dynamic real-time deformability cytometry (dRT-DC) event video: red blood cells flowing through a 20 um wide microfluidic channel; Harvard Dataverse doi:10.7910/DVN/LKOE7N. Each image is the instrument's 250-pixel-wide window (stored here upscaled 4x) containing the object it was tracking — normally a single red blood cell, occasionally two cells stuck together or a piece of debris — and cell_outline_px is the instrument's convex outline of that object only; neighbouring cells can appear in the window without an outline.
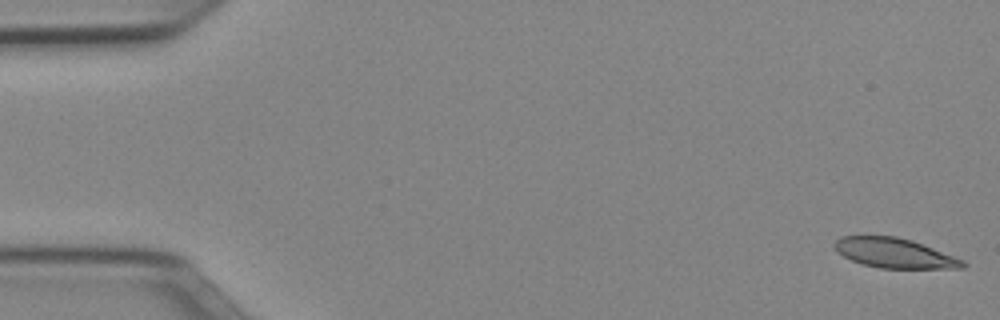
{"species": "Egyptian fruit bat (a non-hibernating species)", "species_latin": "Rousettus aegyptiacus", "temperature_condition": "cold", "stored_images_in_passage": 12, "camera_frame_rate_fps": 3000, "um_per_image_px": 0.085, "animal": {"sex": "female"}, "frame": {"image": 1, "passage_image": 1, "time_ms": 0.0, "image_size_px": [1000, 320], "cell_outline_px": [[968, 264], [964, 268], [880, 268], [864, 264], [852, 260], [836, 252], [832, 244], [840, 236], [896, 236], [912, 240], [964, 260]], "centroid_in_image_um": [76.02, 21.5], "position_along_channel_um": 9.0, "area_um2": 22.2}}